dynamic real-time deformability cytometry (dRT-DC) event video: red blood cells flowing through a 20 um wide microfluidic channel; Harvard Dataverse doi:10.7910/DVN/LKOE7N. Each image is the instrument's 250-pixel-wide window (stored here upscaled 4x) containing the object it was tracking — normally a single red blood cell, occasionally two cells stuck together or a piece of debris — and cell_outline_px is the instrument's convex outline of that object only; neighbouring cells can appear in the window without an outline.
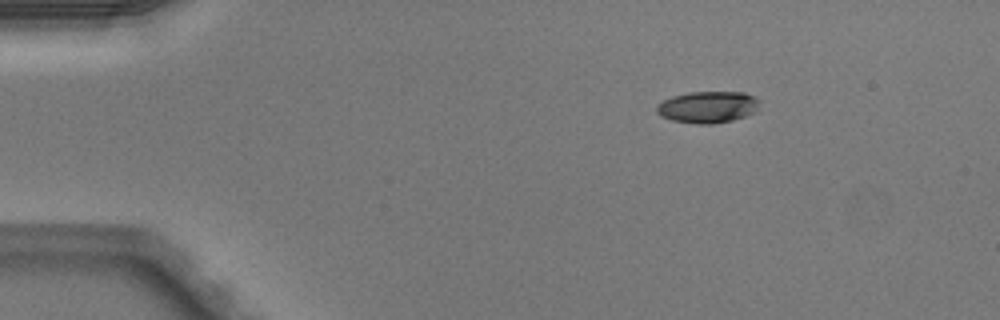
{"species": "Egyptian fruit bat (a non-hibernating species)", "species_latin": "Rousettus aegyptiacus", "temperature_condition": "warm", "stored_images_in_passage": 36, "camera_frame_rate_fps": 3000, "um_per_image_px": 0.085, "animal": {"sex": "male"}, "frame": {"image": 1, "passage_image": 1, "time_ms": 0.0, "image_size_px": [1000, 320], "cell_outline_px": [[760, 100], [756, 108], [752, 112], [744, 116], [732, 120], [712, 124], [696, 124], [672, 120], [660, 116], [656, 112], [656, 104], [672, 96], [688, 92], [744, 92]], "centroid_in_image_um": [60.1, 9.1], "position_along_channel_um": 24.9, "area_um2": 18.9}}
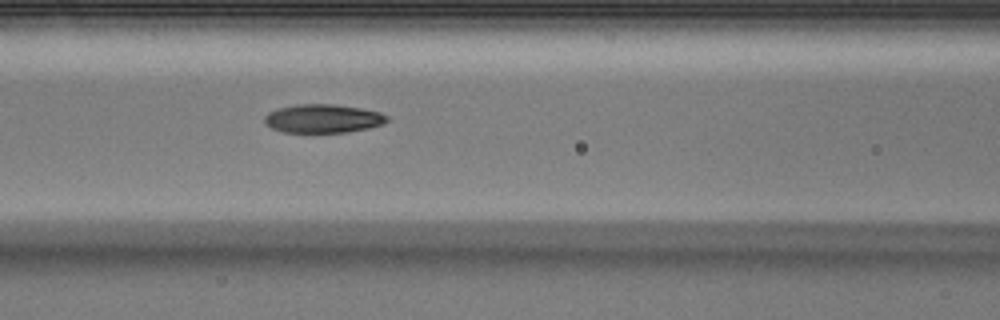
{"frame": {"image": 2, "passage_image": 15, "time_ms": 4.667, "image_size_px": [1000, 320], "cell_outline_px": [[388, 120], [380, 124], [368, 128], [348, 132], [284, 132], [272, 128], [264, 124], [264, 116], [268, 112], [276, 108], [296, 104], [332, 104], [360, 108], [380, 112], [388, 116]], "centroid_in_image_um": [27.4, 10.07], "position_along_channel_um": 139.2, "area_um2": 20.4}}
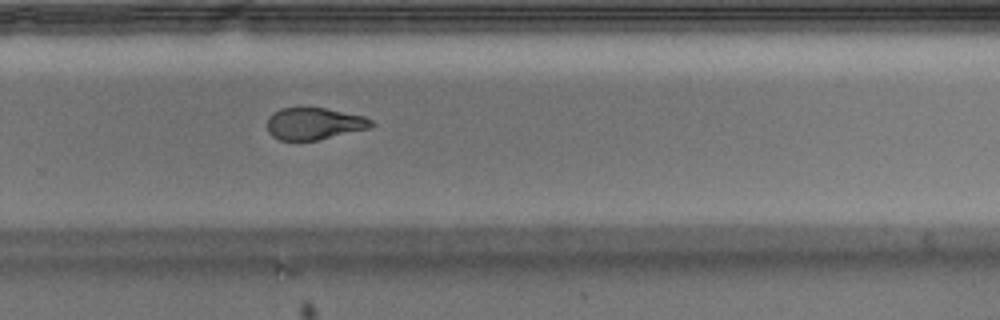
{"frame": {"image": 3, "passage_image": 27, "time_ms": 8.667, "image_size_px": [1000, 320], "cell_outline_px": [[376, 124], [368, 128], [316, 140], [280, 140], [272, 136], [268, 132], [268, 116], [272, 112], [280, 108], [324, 108], [364, 116], [372, 120]], "centroid_in_image_um": [26.67, 10.5], "position_along_channel_um": 303.1, "area_um2": 19.19}, "authors_computed_cell_mechanics": {"area_um2": 20.519, "velocity_mm_per_s": 4.1034, "shape_relaxation_time_tau1_ms": 3.6313, "shape_relaxation_time_tau2_ms": 2.6838, "deformation_change_tau1": 0.1809, "deformation_change_tau2": 0.1065}}